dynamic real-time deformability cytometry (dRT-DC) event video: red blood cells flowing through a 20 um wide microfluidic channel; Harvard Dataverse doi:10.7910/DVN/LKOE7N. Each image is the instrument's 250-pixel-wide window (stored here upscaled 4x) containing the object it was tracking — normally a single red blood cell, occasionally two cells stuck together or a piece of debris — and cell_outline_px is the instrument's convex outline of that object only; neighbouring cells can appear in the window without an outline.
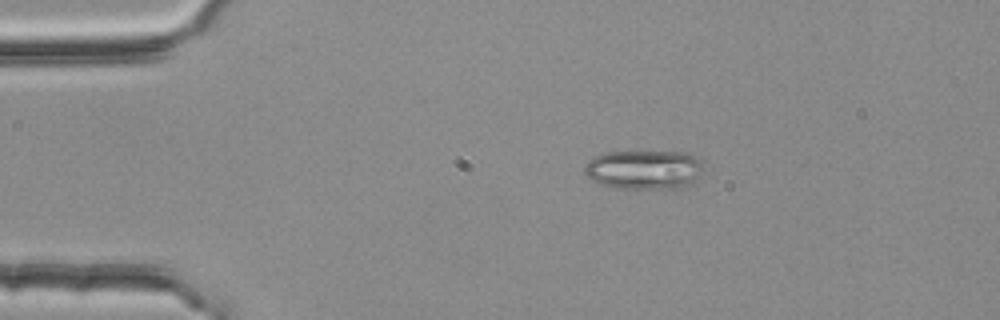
{"species": "common noctule bat (a hibernating species)", "species_latin": "Nyctalus noctula", "temperature_condition": "room temperature", "stored_images_in_passage": 54, "camera_frame_rate_fps": 3000, "um_per_image_px": 0.085, "animal": {"sex": "female", "body_mass_g": 25.1}, "frame": {"image": 1, "passage_image": 10, "time_ms": 3.0, "image_size_px": [1000, 320], "cell_outline_px": [[704, 172], [700, 176], [684, 188], [612, 188], [600, 184], [592, 180], [584, 172], [584, 168], [588, 160], [604, 152], [688, 152], [696, 156], [704, 164]], "centroid_in_image_um": [54.79, 14.42], "position_along_channel_um": 30.2, "area_um2": 27.51}}
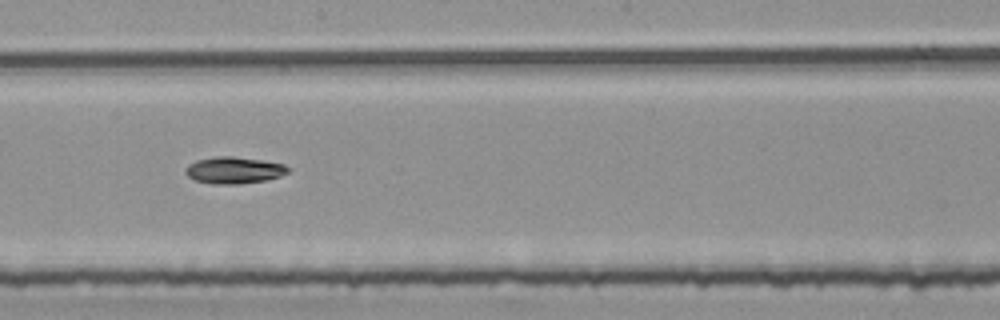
{"frame": {"image": 2, "passage_image": 30, "time_ms": 9.667, "image_size_px": [1000, 320], "cell_outline_px": [[292, 168], [288, 172], [280, 176], [268, 180], [240, 184], [212, 184], [196, 180], [188, 176], [184, 172], [184, 168], [188, 164], [196, 160], [216, 156], [232, 156], [260, 160], [284, 164]], "centroid_in_image_um": [19.89, 14.47], "position_along_channel_um": 228.3, "area_um2": 16.13}}
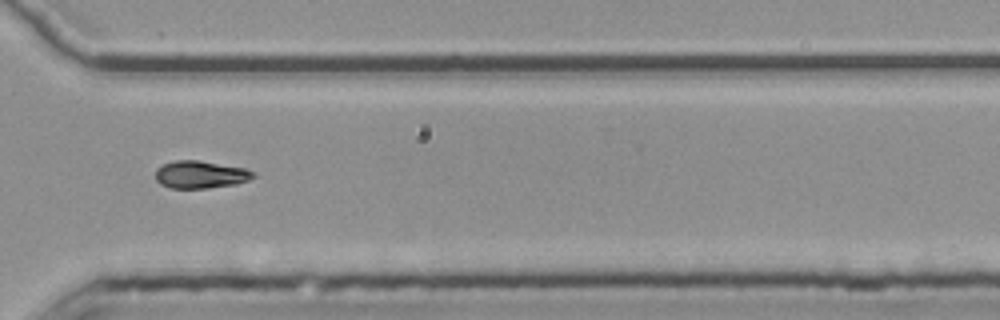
{"frame": {"image": 3, "passage_image": 40, "time_ms": 13.0, "image_size_px": [1000, 320], "cell_outline_px": [[256, 176], [248, 180], [236, 184], [208, 188], [168, 188], [160, 184], [156, 180], [156, 168], [172, 160], [200, 160], [248, 168]], "centroid_in_image_um": [17.04, 14.83], "position_along_channel_um": 353.6, "area_um2": 15.9}}